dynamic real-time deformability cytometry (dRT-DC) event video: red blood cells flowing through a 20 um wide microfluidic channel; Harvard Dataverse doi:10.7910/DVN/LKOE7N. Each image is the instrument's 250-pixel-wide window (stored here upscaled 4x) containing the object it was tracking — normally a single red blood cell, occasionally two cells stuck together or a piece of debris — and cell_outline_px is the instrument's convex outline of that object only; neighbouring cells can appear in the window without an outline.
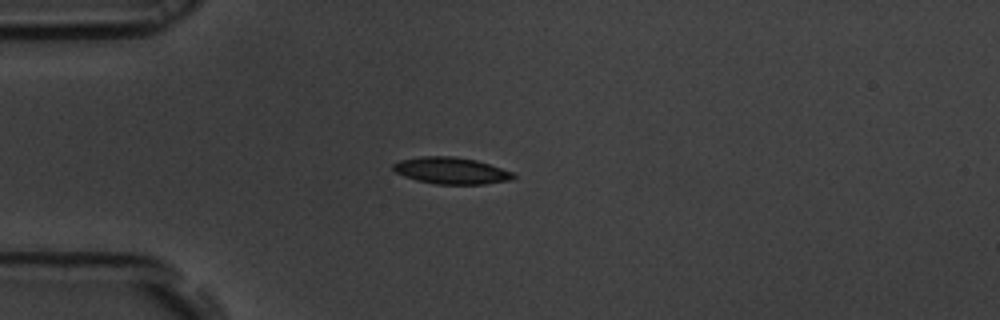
{"species": "common noctule bat (a hibernating species)", "species_latin": "Nyctalus noctula", "temperature_condition": "room temperature", "stored_images_in_passage": 42, "camera_frame_rate_fps": 3000, "um_per_image_px": 0.085, "animal": {"sex": "male", "body_mass_g": 19.5, "forearm_length_mm": 54.6}, "frame": {"image": 1, "passage_image": 1, "time_ms": 0.0, "image_size_px": [1000, 320], "cell_outline_px": [[516, 176], [512, 180], [484, 184], [436, 184], [416, 180], [404, 176], [396, 172], [392, 168], [392, 164], [400, 160], [420, 156], [456, 156], [476, 160], [512, 172]], "centroid_in_image_um": [38.33, 14.5], "position_along_channel_um": 46.7, "area_um2": 18.67}}
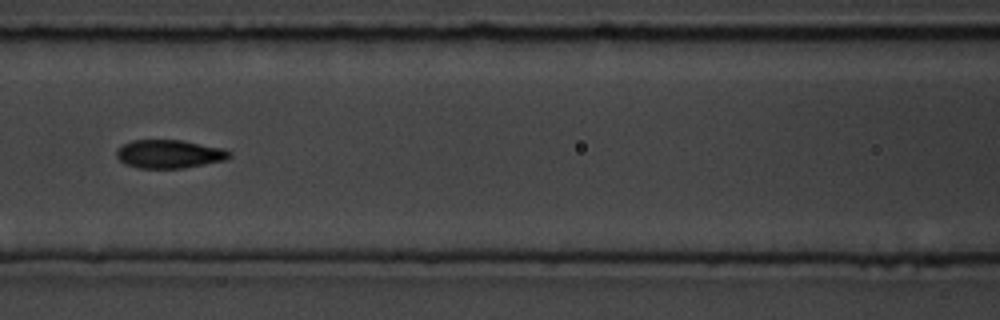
{"frame": {"image": 2, "passage_image": 11, "time_ms": 3.333, "image_size_px": [1000, 320], "cell_outline_px": [[232, 156], [228, 160], [184, 168], [140, 168], [124, 164], [116, 156], [116, 148], [132, 140], [180, 140], [224, 148], [232, 152]], "centroid_in_image_um": [14.42, 13.09], "position_along_channel_um": 152.2, "area_um2": 18.9}}
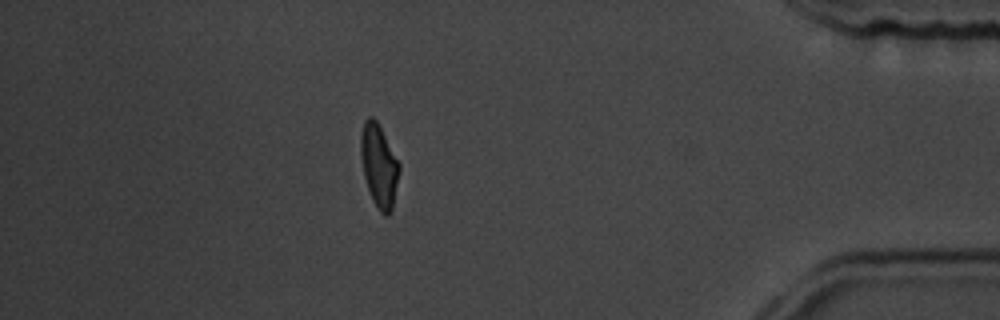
{"frame": {"image": 3, "passage_image": 35, "time_ms": 11.333, "image_size_px": [1000, 320], "cell_outline_px": [[400, 168], [392, 212], [388, 216], [384, 216], [380, 212], [372, 200], [364, 176], [360, 156], [360, 136], [364, 120], [368, 116], [372, 116], [380, 124], [400, 164]], "centroid_in_image_um": [32.21, 14.07], "position_along_channel_um": 403.0, "area_um2": 18.96}, "authors_computed_cell_mechanics": {"area_um2": 18.6116, "velocity_mm_per_s": 3.6779, "shape_relaxation_time_tau1_ms": 3.0758, "shape_relaxation_time_tau2_ms": 1.1631, "deformation_change_tau1": 0.1561, "deformation_change_tau2": 0.069}}